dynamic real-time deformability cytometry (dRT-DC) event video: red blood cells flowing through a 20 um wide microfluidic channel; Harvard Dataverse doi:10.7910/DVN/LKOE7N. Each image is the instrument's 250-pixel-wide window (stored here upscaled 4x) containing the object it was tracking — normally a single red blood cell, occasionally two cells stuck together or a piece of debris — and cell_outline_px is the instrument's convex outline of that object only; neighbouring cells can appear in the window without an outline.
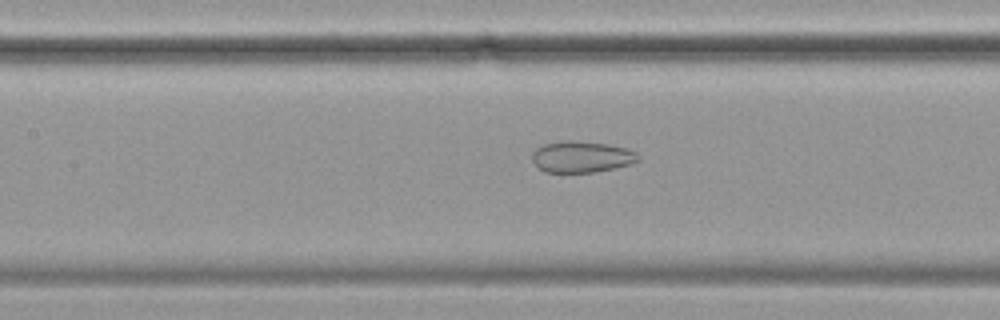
{"species": "common noctule bat (a hibernating species)", "species_latin": "Nyctalus noctula", "temperature_condition": "cold", "stored_images_in_passage": 44, "camera_frame_rate_fps": 3000, "um_per_image_px": 0.085, "animal": {"sex": "female", "body_mass_g": 19.9}, "frame": {"image": 1, "passage_image": 12, "time_ms": 3.667, "image_size_px": [1000, 320], "cell_outline_px": [[640, 160], [632, 164], [616, 168], [596, 172], [544, 172], [532, 160], [532, 152], [536, 148], [544, 144], [560, 140], [572, 140], [608, 144], [624, 148], [636, 152], [640, 156]], "centroid_in_image_um": [49.45, 13.33], "position_along_channel_um": 158.0, "area_um2": 19.54}}
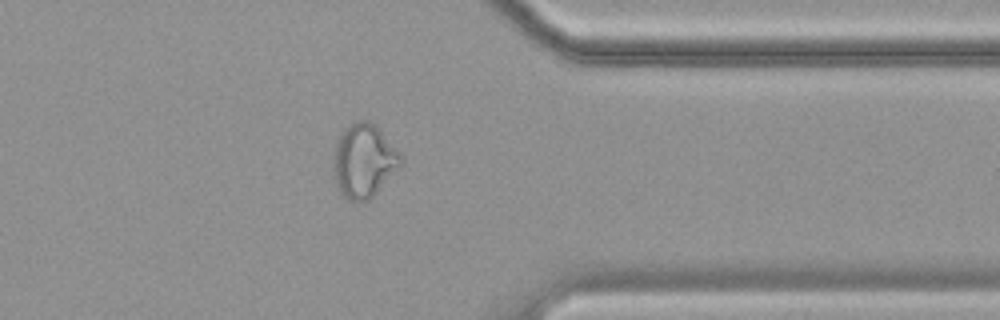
{"frame": {"image": 2, "passage_image": 32, "time_ms": 10.333, "image_size_px": [1000, 320], "cell_outline_px": [[400, 168], [368, 200], [348, 200], [340, 196], [336, 188], [332, 172], [332, 156], [336, 140], [340, 132], [348, 124], [360, 120], [368, 120], [376, 124], [400, 152]], "centroid_in_image_um": [30.86, 13.65], "position_along_channel_um": 380.5, "area_um2": 29.54}}
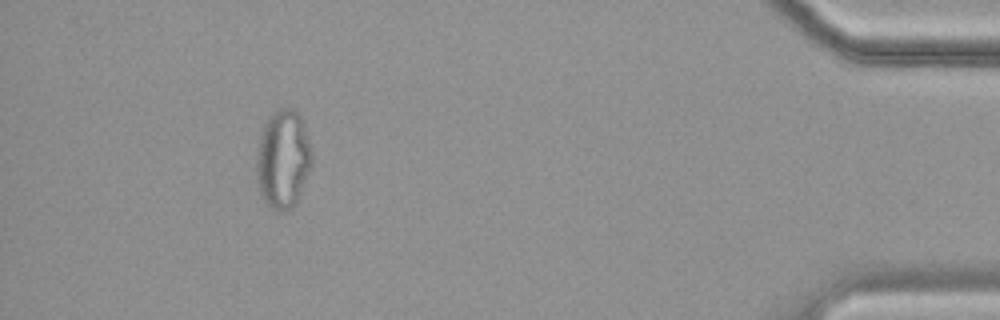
{"frame": {"image": 3, "passage_image": 39, "time_ms": 12.667, "image_size_px": [1000, 320], "cell_outline_px": [[312, 164], [296, 204], [292, 208], [272, 208], [264, 200], [260, 192], [256, 168], [256, 156], [260, 136], [264, 124], [272, 112], [280, 108], [292, 108], [300, 112], [304, 124], [312, 152]], "centroid_in_image_um": [24.07, 13.46], "position_along_channel_um": 411.1, "area_um2": 31.67}, "authors_computed_cell_mechanics": {"area_um2": 24.0448, "velocity_mm_per_s": 3.4772, "shape_relaxation_time_tau1_ms": null, "shape_relaxation_time_tau2_ms": 2.226, "deformation_change_tau1": null, "deformation_change_tau2": 0.0749}}